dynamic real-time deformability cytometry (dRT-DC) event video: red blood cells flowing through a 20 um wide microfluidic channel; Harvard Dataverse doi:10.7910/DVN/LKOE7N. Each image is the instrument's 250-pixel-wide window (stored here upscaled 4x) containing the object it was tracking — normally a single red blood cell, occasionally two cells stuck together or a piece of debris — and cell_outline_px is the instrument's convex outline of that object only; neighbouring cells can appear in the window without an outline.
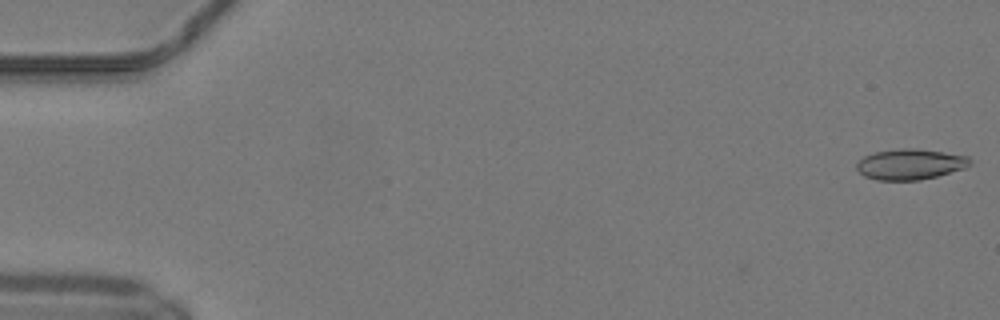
{"species": "common noctule bat (a hibernating species)", "species_latin": "Nyctalus noctula", "temperature_condition": "warm", "stored_images_in_passage": 10, "camera_frame_rate_fps": 3000, "um_per_image_px": 0.085, "animal": {"sex": "male", "body_mass_g": 19.2, "forearm_length_mm": 51.8}, "frame": {"image": 1, "passage_image": 1, "time_ms": 0.0, "image_size_px": [1000, 320], "cell_outline_px": [[972, 164], [964, 168], [936, 176], [920, 180], [876, 180], [864, 176], [856, 168], [856, 164], [864, 156], [876, 152], [900, 148], [916, 148], [968, 156], [972, 160]], "centroid_in_image_um": [77.37, 13.96], "position_along_channel_um": 7.6, "area_um2": 20.17}}